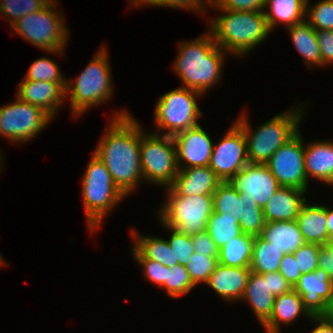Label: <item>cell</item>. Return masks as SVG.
<instances>
[{"instance_id": "19", "label": "cell", "mask_w": 333, "mask_h": 333, "mask_svg": "<svg viewBox=\"0 0 333 333\" xmlns=\"http://www.w3.org/2000/svg\"><path fill=\"white\" fill-rule=\"evenodd\" d=\"M250 273L247 267H230L218 263L206 284L225 301L241 302Z\"/></svg>"}, {"instance_id": "53", "label": "cell", "mask_w": 333, "mask_h": 333, "mask_svg": "<svg viewBox=\"0 0 333 333\" xmlns=\"http://www.w3.org/2000/svg\"><path fill=\"white\" fill-rule=\"evenodd\" d=\"M3 158H2V156H1V152H0V173H1V168L3 167V164H2V162H3V160H2Z\"/></svg>"}, {"instance_id": "2", "label": "cell", "mask_w": 333, "mask_h": 333, "mask_svg": "<svg viewBox=\"0 0 333 333\" xmlns=\"http://www.w3.org/2000/svg\"><path fill=\"white\" fill-rule=\"evenodd\" d=\"M178 45L173 69L182 82L181 87L204 96L222 79L227 52L216 44L209 29L198 38L179 42Z\"/></svg>"}, {"instance_id": "4", "label": "cell", "mask_w": 333, "mask_h": 333, "mask_svg": "<svg viewBox=\"0 0 333 333\" xmlns=\"http://www.w3.org/2000/svg\"><path fill=\"white\" fill-rule=\"evenodd\" d=\"M304 109L305 106L296 105L255 127L256 130L252 129L246 113L237 117L235 122L242 128L247 142L248 162L266 164L299 131L305 115Z\"/></svg>"}, {"instance_id": "7", "label": "cell", "mask_w": 333, "mask_h": 333, "mask_svg": "<svg viewBox=\"0 0 333 333\" xmlns=\"http://www.w3.org/2000/svg\"><path fill=\"white\" fill-rule=\"evenodd\" d=\"M57 4V0H51L41 10L23 16L11 30L41 50L63 56L70 33L62 14L56 12Z\"/></svg>"}, {"instance_id": "22", "label": "cell", "mask_w": 333, "mask_h": 333, "mask_svg": "<svg viewBox=\"0 0 333 333\" xmlns=\"http://www.w3.org/2000/svg\"><path fill=\"white\" fill-rule=\"evenodd\" d=\"M301 315L307 319L312 317L304 307L301 295L292 289L275 297L272 314L261 327L266 333H281V324L289 326Z\"/></svg>"}, {"instance_id": "34", "label": "cell", "mask_w": 333, "mask_h": 333, "mask_svg": "<svg viewBox=\"0 0 333 333\" xmlns=\"http://www.w3.org/2000/svg\"><path fill=\"white\" fill-rule=\"evenodd\" d=\"M51 0H0V14L4 15L9 26H13L23 16L37 12ZM7 17H6V16Z\"/></svg>"}, {"instance_id": "14", "label": "cell", "mask_w": 333, "mask_h": 333, "mask_svg": "<svg viewBox=\"0 0 333 333\" xmlns=\"http://www.w3.org/2000/svg\"><path fill=\"white\" fill-rule=\"evenodd\" d=\"M229 182L244 197L254 199L262 208L281 187L266 164L248 163Z\"/></svg>"}, {"instance_id": "30", "label": "cell", "mask_w": 333, "mask_h": 333, "mask_svg": "<svg viewBox=\"0 0 333 333\" xmlns=\"http://www.w3.org/2000/svg\"><path fill=\"white\" fill-rule=\"evenodd\" d=\"M282 257L283 253L280 249L263 240L260 236H255L249 268L251 272L257 274L277 272Z\"/></svg>"}, {"instance_id": "12", "label": "cell", "mask_w": 333, "mask_h": 333, "mask_svg": "<svg viewBox=\"0 0 333 333\" xmlns=\"http://www.w3.org/2000/svg\"><path fill=\"white\" fill-rule=\"evenodd\" d=\"M266 165L280 186L293 187L308 192L304 139L300 130L271 156Z\"/></svg>"}, {"instance_id": "47", "label": "cell", "mask_w": 333, "mask_h": 333, "mask_svg": "<svg viewBox=\"0 0 333 333\" xmlns=\"http://www.w3.org/2000/svg\"><path fill=\"white\" fill-rule=\"evenodd\" d=\"M268 286L271 294L275 297L294 289L279 271L268 273Z\"/></svg>"}, {"instance_id": "49", "label": "cell", "mask_w": 333, "mask_h": 333, "mask_svg": "<svg viewBox=\"0 0 333 333\" xmlns=\"http://www.w3.org/2000/svg\"><path fill=\"white\" fill-rule=\"evenodd\" d=\"M311 321L315 326L309 333H333V315L312 316Z\"/></svg>"}, {"instance_id": "46", "label": "cell", "mask_w": 333, "mask_h": 333, "mask_svg": "<svg viewBox=\"0 0 333 333\" xmlns=\"http://www.w3.org/2000/svg\"><path fill=\"white\" fill-rule=\"evenodd\" d=\"M316 37L322 56V67L333 65V30L316 31Z\"/></svg>"}, {"instance_id": "55", "label": "cell", "mask_w": 333, "mask_h": 333, "mask_svg": "<svg viewBox=\"0 0 333 333\" xmlns=\"http://www.w3.org/2000/svg\"><path fill=\"white\" fill-rule=\"evenodd\" d=\"M329 244L333 246V239L330 241V243H329Z\"/></svg>"}, {"instance_id": "29", "label": "cell", "mask_w": 333, "mask_h": 333, "mask_svg": "<svg viewBox=\"0 0 333 333\" xmlns=\"http://www.w3.org/2000/svg\"><path fill=\"white\" fill-rule=\"evenodd\" d=\"M255 236L241 233L219 249L218 262L230 267H250Z\"/></svg>"}, {"instance_id": "8", "label": "cell", "mask_w": 333, "mask_h": 333, "mask_svg": "<svg viewBox=\"0 0 333 333\" xmlns=\"http://www.w3.org/2000/svg\"><path fill=\"white\" fill-rule=\"evenodd\" d=\"M203 95L184 87L175 88L158 98L154 112L156 134L174 136L197 126L202 112L196 98ZM162 130V131H161Z\"/></svg>"}, {"instance_id": "35", "label": "cell", "mask_w": 333, "mask_h": 333, "mask_svg": "<svg viewBox=\"0 0 333 333\" xmlns=\"http://www.w3.org/2000/svg\"><path fill=\"white\" fill-rule=\"evenodd\" d=\"M24 79L59 83L65 88L67 80L60 71L59 65L53 59L45 56L32 62Z\"/></svg>"}, {"instance_id": "6", "label": "cell", "mask_w": 333, "mask_h": 333, "mask_svg": "<svg viewBox=\"0 0 333 333\" xmlns=\"http://www.w3.org/2000/svg\"><path fill=\"white\" fill-rule=\"evenodd\" d=\"M82 177V201L86 223L91 233L101 229L103 219L110 214L116 205L126 196L115 185L105 164L92 153Z\"/></svg>"}, {"instance_id": "42", "label": "cell", "mask_w": 333, "mask_h": 333, "mask_svg": "<svg viewBox=\"0 0 333 333\" xmlns=\"http://www.w3.org/2000/svg\"><path fill=\"white\" fill-rule=\"evenodd\" d=\"M319 250L320 245L305 242L297 251L293 252L302 274L313 272L318 268Z\"/></svg>"}, {"instance_id": "36", "label": "cell", "mask_w": 333, "mask_h": 333, "mask_svg": "<svg viewBox=\"0 0 333 333\" xmlns=\"http://www.w3.org/2000/svg\"><path fill=\"white\" fill-rule=\"evenodd\" d=\"M194 287L185 265L177 264L174 267H168L167 279L161 289L174 299L188 294Z\"/></svg>"}, {"instance_id": "16", "label": "cell", "mask_w": 333, "mask_h": 333, "mask_svg": "<svg viewBox=\"0 0 333 333\" xmlns=\"http://www.w3.org/2000/svg\"><path fill=\"white\" fill-rule=\"evenodd\" d=\"M179 169L208 166L213 142L200 124L173 136Z\"/></svg>"}, {"instance_id": "33", "label": "cell", "mask_w": 333, "mask_h": 333, "mask_svg": "<svg viewBox=\"0 0 333 333\" xmlns=\"http://www.w3.org/2000/svg\"><path fill=\"white\" fill-rule=\"evenodd\" d=\"M241 214L239 225L243 233L259 236L265 226V218L262 207L256 204L254 199L244 197L240 193Z\"/></svg>"}, {"instance_id": "26", "label": "cell", "mask_w": 333, "mask_h": 333, "mask_svg": "<svg viewBox=\"0 0 333 333\" xmlns=\"http://www.w3.org/2000/svg\"><path fill=\"white\" fill-rule=\"evenodd\" d=\"M307 0H266L264 15L272 32L280 24L285 27L306 20Z\"/></svg>"}, {"instance_id": "40", "label": "cell", "mask_w": 333, "mask_h": 333, "mask_svg": "<svg viewBox=\"0 0 333 333\" xmlns=\"http://www.w3.org/2000/svg\"><path fill=\"white\" fill-rule=\"evenodd\" d=\"M131 255L135 262L142 267L144 277L149 281L162 287L167 279L168 267L156 261L144 258L134 247Z\"/></svg>"}, {"instance_id": "28", "label": "cell", "mask_w": 333, "mask_h": 333, "mask_svg": "<svg viewBox=\"0 0 333 333\" xmlns=\"http://www.w3.org/2000/svg\"><path fill=\"white\" fill-rule=\"evenodd\" d=\"M130 236L135 240L133 247L146 259L161 263L167 267H174L173 251L167 240L158 236L140 235L137 230L130 229Z\"/></svg>"}, {"instance_id": "38", "label": "cell", "mask_w": 333, "mask_h": 333, "mask_svg": "<svg viewBox=\"0 0 333 333\" xmlns=\"http://www.w3.org/2000/svg\"><path fill=\"white\" fill-rule=\"evenodd\" d=\"M218 257H207L196 252L189 258L185 268L187 269L192 283H207L211 273L218 265Z\"/></svg>"}, {"instance_id": "20", "label": "cell", "mask_w": 333, "mask_h": 333, "mask_svg": "<svg viewBox=\"0 0 333 333\" xmlns=\"http://www.w3.org/2000/svg\"><path fill=\"white\" fill-rule=\"evenodd\" d=\"M308 192L281 186L262 208L266 222L296 220Z\"/></svg>"}, {"instance_id": "48", "label": "cell", "mask_w": 333, "mask_h": 333, "mask_svg": "<svg viewBox=\"0 0 333 333\" xmlns=\"http://www.w3.org/2000/svg\"><path fill=\"white\" fill-rule=\"evenodd\" d=\"M318 268L323 269L333 282V246L330 244L320 245L317 261Z\"/></svg>"}, {"instance_id": "18", "label": "cell", "mask_w": 333, "mask_h": 333, "mask_svg": "<svg viewBox=\"0 0 333 333\" xmlns=\"http://www.w3.org/2000/svg\"><path fill=\"white\" fill-rule=\"evenodd\" d=\"M222 180L209 166L179 169L166 194L213 195Z\"/></svg>"}, {"instance_id": "21", "label": "cell", "mask_w": 333, "mask_h": 333, "mask_svg": "<svg viewBox=\"0 0 333 333\" xmlns=\"http://www.w3.org/2000/svg\"><path fill=\"white\" fill-rule=\"evenodd\" d=\"M305 172L309 177L333 184V142L329 140H315L308 145L304 143Z\"/></svg>"}, {"instance_id": "45", "label": "cell", "mask_w": 333, "mask_h": 333, "mask_svg": "<svg viewBox=\"0 0 333 333\" xmlns=\"http://www.w3.org/2000/svg\"><path fill=\"white\" fill-rule=\"evenodd\" d=\"M278 271L293 288L302 275L293 253L283 254Z\"/></svg>"}, {"instance_id": "1", "label": "cell", "mask_w": 333, "mask_h": 333, "mask_svg": "<svg viewBox=\"0 0 333 333\" xmlns=\"http://www.w3.org/2000/svg\"><path fill=\"white\" fill-rule=\"evenodd\" d=\"M111 118L93 153L105 164L120 191L129 196L144 181L140 123L129 111L122 109Z\"/></svg>"}, {"instance_id": "39", "label": "cell", "mask_w": 333, "mask_h": 333, "mask_svg": "<svg viewBox=\"0 0 333 333\" xmlns=\"http://www.w3.org/2000/svg\"><path fill=\"white\" fill-rule=\"evenodd\" d=\"M162 226L166 228L167 232H171V236L167 241L173 251L174 262L177 264L186 265L189 258L194 253V246L191 236L182 234L176 229L165 226L163 223Z\"/></svg>"}, {"instance_id": "50", "label": "cell", "mask_w": 333, "mask_h": 333, "mask_svg": "<svg viewBox=\"0 0 333 333\" xmlns=\"http://www.w3.org/2000/svg\"><path fill=\"white\" fill-rule=\"evenodd\" d=\"M328 244L333 239V209L326 206Z\"/></svg>"}, {"instance_id": "54", "label": "cell", "mask_w": 333, "mask_h": 333, "mask_svg": "<svg viewBox=\"0 0 333 333\" xmlns=\"http://www.w3.org/2000/svg\"><path fill=\"white\" fill-rule=\"evenodd\" d=\"M332 315H333V292H332Z\"/></svg>"}, {"instance_id": "25", "label": "cell", "mask_w": 333, "mask_h": 333, "mask_svg": "<svg viewBox=\"0 0 333 333\" xmlns=\"http://www.w3.org/2000/svg\"><path fill=\"white\" fill-rule=\"evenodd\" d=\"M259 236L283 254L293 253L305 243L296 220L265 222Z\"/></svg>"}, {"instance_id": "27", "label": "cell", "mask_w": 333, "mask_h": 333, "mask_svg": "<svg viewBox=\"0 0 333 333\" xmlns=\"http://www.w3.org/2000/svg\"><path fill=\"white\" fill-rule=\"evenodd\" d=\"M296 50L302 56L305 65L310 68H322V56L316 37V30L306 21L286 28Z\"/></svg>"}, {"instance_id": "44", "label": "cell", "mask_w": 333, "mask_h": 333, "mask_svg": "<svg viewBox=\"0 0 333 333\" xmlns=\"http://www.w3.org/2000/svg\"><path fill=\"white\" fill-rule=\"evenodd\" d=\"M194 252L207 257H218L219 248L207 231L191 236Z\"/></svg>"}, {"instance_id": "31", "label": "cell", "mask_w": 333, "mask_h": 333, "mask_svg": "<svg viewBox=\"0 0 333 333\" xmlns=\"http://www.w3.org/2000/svg\"><path fill=\"white\" fill-rule=\"evenodd\" d=\"M206 231L219 249L242 233L239 220L235 219V215L214 211L208 219Z\"/></svg>"}, {"instance_id": "52", "label": "cell", "mask_w": 333, "mask_h": 333, "mask_svg": "<svg viewBox=\"0 0 333 333\" xmlns=\"http://www.w3.org/2000/svg\"><path fill=\"white\" fill-rule=\"evenodd\" d=\"M7 266V264H6V262L3 260V257H2V255H1V253H0V267H2V266Z\"/></svg>"}, {"instance_id": "5", "label": "cell", "mask_w": 333, "mask_h": 333, "mask_svg": "<svg viewBox=\"0 0 333 333\" xmlns=\"http://www.w3.org/2000/svg\"><path fill=\"white\" fill-rule=\"evenodd\" d=\"M111 71L108 50L103 45L75 80H66V98H70L73 118L112 99Z\"/></svg>"}, {"instance_id": "51", "label": "cell", "mask_w": 333, "mask_h": 333, "mask_svg": "<svg viewBox=\"0 0 333 333\" xmlns=\"http://www.w3.org/2000/svg\"><path fill=\"white\" fill-rule=\"evenodd\" d=\"M132 7H143L148 0H129Z\"/></svg>"}, {"instance_id": "37", "label": "cell", "mask_w": 333, "mask_h": 333, "mask_svg": "<svg viewBox=\"0 0 333 333\" xmlns=\"http://www.w3.org/2000/svg\"><path fill=\"white\" fill-rule=\"evenodd\" d=\"M306 21L316 30H333V0L306 2Z\"/></svg>"}, {"instance_id": "32", "label": "cell", "mask_w": 333, "mask_h": 333, "mask_svg": "<svg viewBox=\"0 0 333 333\" xmlns=\"http://www.w3.org/2000/svg\"><path fill=\"white\" fill-rule=\"evenodd\" d=\"M241 205L240 193L229 181H222L213 193V211L235 215V219L239 220L242 217Z\"/></svg>"}, {"instance_id": "13", "label": "cell", "mask_w": 333, "mask_h": 333, "mask_svg": "<svg viewBox=\"0 0 333 333\" xmlns=\"http://www.w3.org/2000/svg\"><path fill=\"white\" fill-rule=\"evenodd\" d=\"M233 122L220 142L213 144L208 165L222 181H229L249 163L244 132Z\"/></svg>"}, {"instance_id": "15", "label": "cell", "mask_w": 333, "mask_h": 333, "mask_svg": "<svg viewBox=\"0 0 333 333\" xmlns=\"http://www.w3.org/2000/svg\"><path fill=\"white\" fill-rule=\"evenodd\" d=\"M294 290L312 316L332 315L333 282L323 269L302 274Z\"/></svg>"}, {"instance_id": "9", "label": "cell", "mask_w": 333, "mask_h": 333, "mask_svg": "<svg viewBox=\"0 0 333 333\" xmlns=\"http://www.w3.org/2000/svg\"><path fill=\"white\" fill-rule=\"evenodd\" d=\"M166 195L167 200L157 212L160 223L188 236L207 230L213 213V195Z\"/></svg>"}, {"instance_id": "41", "label": "cell", "mask_w": 333, "mask_h": 333, "mask_svg": "<svg viewBox=\"0 0 333 333\" xmlns=\"http://www.w3.org/2000/svg\"><path fill=\"white\" fill-rule=\"evenodd\" d=\"M214 4L212 0H148L145 6L190 10L203 16L206 9Z\"/></svg>"}, {"instance_id": "23", "label": "cell", "mask_w": 333, "mask_h": 333, "mask_svg": "<svg viewBox=\"0 0 333 333\" xmlns=\"http://www.w3.org/2000/svg\"><path fill=\"white\" fill-rule=\"evenodd\" d=\"M242 300L249 304L262 326L270 318L275 300L269 290L268 273H250Z\"/></svg>"}, {"instance_id": "24", "label": "cell", "mask_w": 333, "mask_h": 333, "mask_svg": "<svg viewBox=\"0 0 333 333\" xmlns=\"http://www.w3.org/2000/svg\"><path fill=\"white\" fill-rule=\"evenodd\" d=\"M306 243L328 244L327 216L325 205H310L306 201L296 219Z\"/></svg>"}, {"instance_id": "10", "label": "cell", "mask_w": 333, "mask_h": 333, "mask_svg": "<svg viewBox=\"0 0 333 333\" xmlns=\"http://www.w3.org/2000/svg\"><path fill=\"white\" fill-rule=\"evenodd\" d=\"M140 154L143 180L169 187L179 171L173 137L144 132L140 124Z\"/></svg>"}, {"instance_id": "17", "label": "cell", "mask_w": 333, "mask_h": 333, "mask_svg": "<svg viewBox=\"0 0 333 333\" xmlns=\"http://www.w3.org/2000/svg\"><path fill=\"white\" fill-rule=\"evenodd\" d=\"M15 96L31 105L40 107L53 119L66 99V88L59 83L22 79Z\"/></svg>"}, {"instance_id": "3", "label": "cell", "mask_w": 333, "mask_h": 333, "mask_svg": "<svg viewBox=\"0 0 333 333\" xmlns=\"http://www.w3.org/2000/svg\"><path fill=\"white\" fill-rule=\"evenodd\" d=\"M217 11L222 15L211 19L208 28L227 55L245 58L271 32L263 11Z\"/></svg>"}, {"instance_id": "43", "label": "cell", "mask_w": 333, "mask_h": 333, "mask_svg": "<svg viewBox=\"0 0 333 333\" xmlns=\"http://www.w3.org/2000/svg\"><path fill=\"white\" fill-rule=\"evenodd\" d=\"M266 0H218L211 8L232 11H263Z\"/></svg>"}, {"instance_id": "11", "label": "cell", "mask_w": 333, "mask_h": 333, "mask_svg": "<svg viewBox=\"0 0 333 333\" xmlns=\"http://www.w3.org/2000/svg\"><path fill=\"white\" fill-rule=\"evenodd\" d=\"M53 118L40 107L20 100L0 106V135L12 143L36 138Z\"/></svg>"}]
</instances>
